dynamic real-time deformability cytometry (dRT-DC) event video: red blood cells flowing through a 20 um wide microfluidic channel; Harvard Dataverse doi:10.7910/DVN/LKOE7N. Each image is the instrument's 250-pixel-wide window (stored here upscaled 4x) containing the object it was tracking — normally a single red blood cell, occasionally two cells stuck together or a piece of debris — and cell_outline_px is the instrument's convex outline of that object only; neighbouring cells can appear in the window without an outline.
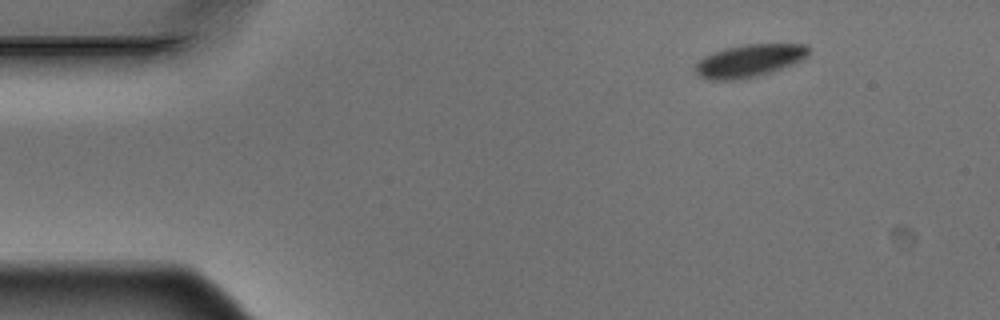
{"species": "Egyptian fruit bat (a non-hibernating species)", "species_latin": "Rousettus aegyptiacus", "temperature_condition": "warm", "stored_images_in_passage": 4, "segment_of_instrument_passage": [1, 2], "camera_frame_rate_fps": 3000, "um_per_image_px": 0.085, "animal": {"sex": "male"}, "frame": {"image": 1, "passage_image": 1, "time_ms": 0.0, "image_size_px": [1000, 320], "cell_outline_px": [[808, 56], [792, 64], [768, 72], [736, 80], [712, 80], [700, 76], [696, 72], [696, 64], [704, 56], [724, 48], [748, 44], [808, 44]], "centroid_in_image_um": [63.68, 5.14], "position_along_channel_um": 21.3, "area_um2": 21.04}}